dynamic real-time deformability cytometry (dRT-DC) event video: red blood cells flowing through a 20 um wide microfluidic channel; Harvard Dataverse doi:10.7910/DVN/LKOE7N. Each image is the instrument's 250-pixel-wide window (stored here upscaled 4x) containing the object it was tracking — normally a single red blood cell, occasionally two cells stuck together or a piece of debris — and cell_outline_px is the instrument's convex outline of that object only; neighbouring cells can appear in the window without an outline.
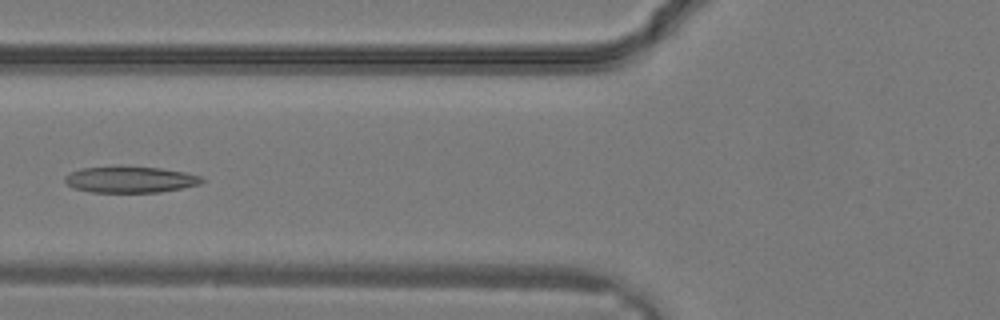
{"species": "common noctule bat (a hibernating species)", "species_latin": "Nyctalus noctula", "temperature_condition": "warm", "stored_images_in_passage": 17, "camera_frame_rate_fps": 3000, "um_per_image_px": 0.085, "animal": {"sex": "male", "body_mass_g": 19.2, "forearm_length_mm": 51.8}, "frame": {"image": 1, "passage_image": 12, "time_ms": 3.667, "image_size_px": [1000, 320], "cell_outline_px": [[204, 180], [200, 184], [160, 192], [92, 192], [72, 188], [64, 180], [64, 176], [80, 168], [160, 168], [184, 172], [200, 176]], "centroid_in_image_um": [11.06, 15.29], "position_along_channel_um": 114.7, "area_um2": 20.29}}
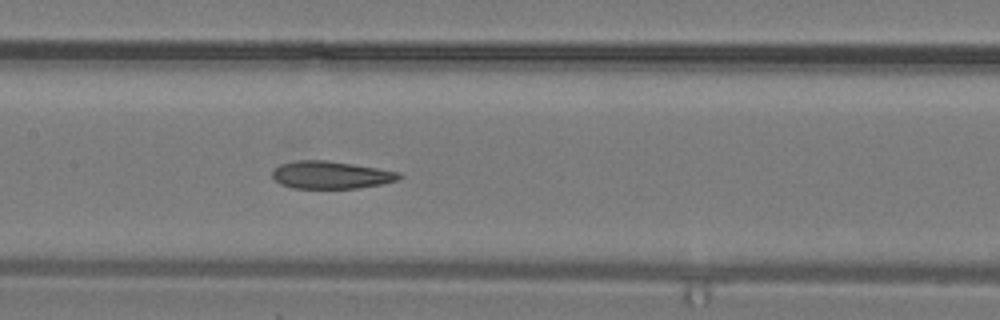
{"frame": {"image": 2, "passage_image": 15, "time_ms": 4.667, "image_size_px": [1000, 320], "cell_outline_px": [[404, 176], [396, 180], [380, 184], [356, 188], [292, 188], [280, 184], [272, 176], [272, 172], [280, 164], [296, 160], [328, 160], [400, 172]], "centroid_in_image_um": [28.11, 14.86], "position_along_channel_um": 179.3, "area_um2": 20.23}}
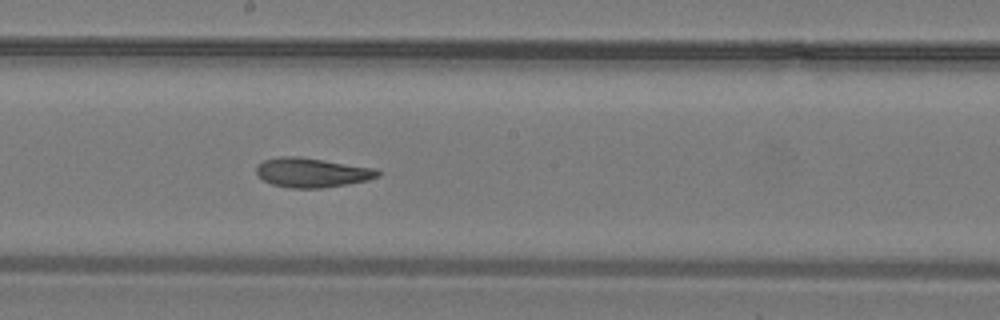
{"frame": {"image": 3, "passage_image": 17, "time_ms": 5.333, "image_size_px": [1000, 320], "cell_outline_px": [[380, 176], [368, 180], [320, 188], [288, 188], [272, 184], [264, 180], [256, 172], [256, 164], [264, 160], [280, 156], [300, 156], [376, 168], [380, 172]], "centroid_in_image_um": [26.5, 14.65], "position_along_channel_um": 221.7, "area_um2": 20.87}}